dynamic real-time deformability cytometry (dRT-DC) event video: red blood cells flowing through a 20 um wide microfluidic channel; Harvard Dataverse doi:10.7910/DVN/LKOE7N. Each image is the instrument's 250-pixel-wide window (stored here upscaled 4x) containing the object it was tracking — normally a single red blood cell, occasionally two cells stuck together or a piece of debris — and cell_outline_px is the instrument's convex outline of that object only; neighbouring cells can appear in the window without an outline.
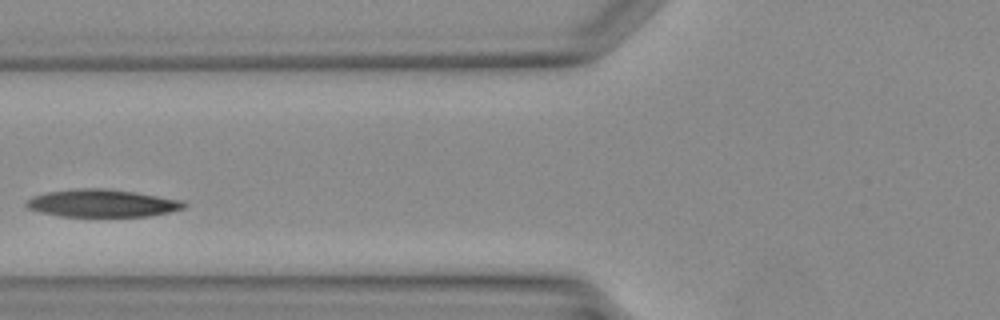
{"species": "Egyptian fruit bat (a non-hibernating species)", "species_latin": "Rousettus aegyptiacus", "temperature_condition": "warm", "stored_images_in_passage": 26, "camera_frame_rate_fps": 3000, "um_per_image_px": 0.085, "animal": {"sex": "female"}, "frame": {"image": 1, "passage_image": 8, "time_ms": 2.333, "image_size_px": [1000, 320], "cell_outline_px": [[188, 204], [184, 208], [168, 212], [148, 216], [60, 216], [40, 212], [28, 208], [24, 204], [32, 196], [48, 192], [80, 188], [104, 188], [132, 192], [184, 200]], "centroid_in_image_um": [8.69, 17.27], "position_along_channel_um": 117.1, "area_um2": 25.14}}